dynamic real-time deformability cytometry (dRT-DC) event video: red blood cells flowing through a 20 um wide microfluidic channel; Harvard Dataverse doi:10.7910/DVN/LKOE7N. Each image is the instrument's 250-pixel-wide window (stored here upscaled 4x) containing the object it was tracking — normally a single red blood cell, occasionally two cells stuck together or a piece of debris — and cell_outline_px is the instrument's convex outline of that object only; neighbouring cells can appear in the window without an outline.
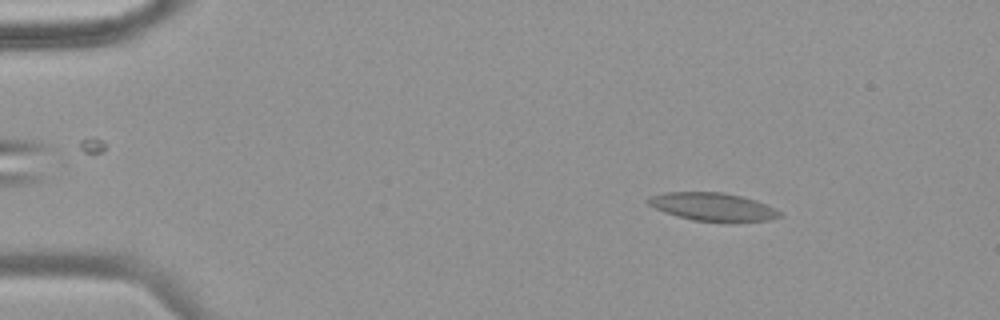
{"species": "common noctule bat (a hibernating species)", "species_latin": "Nyctalus noctula", "temperature_condition": "warm", "stored_images_in_passage": 51, "camera_frame_rate_fps": 3000, "um_per_image_px": 0.085, "animal": {"sex": "female", "body_mass_g": 18.4}, "frame": {"image": 1, "passage_image": 7, "time_ms": 2.0, "image_size_px": [1000, 320], "cell_outline_px": [[784, 212], [780, 216], [768, 220], [692, 220], [656, 208], [648, 204], [644, 200], [648, 196], [668, 192], [720, 192], [740, 196], [756, 200]], "centroid_in_image_um": [60.57, 17.54], "position_along_channel_um": 24.4, "area_um2": 20.81}}
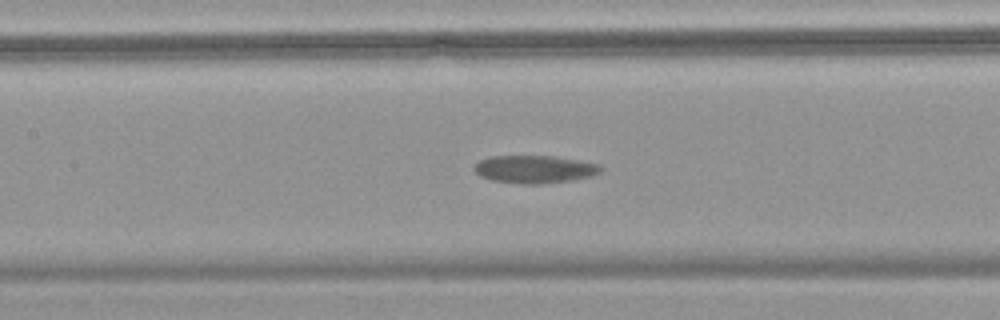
{"frame": {"image": 2, "passage_image": 24, "time_ms": 7.667, "image_size_px": [1000, 320], "cell_outline_px": [[604, 168], [600, 172], [592, 176], [572, 180], [540, 184], [524, 184], [492, 180], [480, 176], [472, 168], [480, 160], [492, 156], [552, 156], [600, 164]], "centroid_in_image_um": [45.45, 14.39], "position_along_channel_um": 161.9, "area_um2": 20.4}}
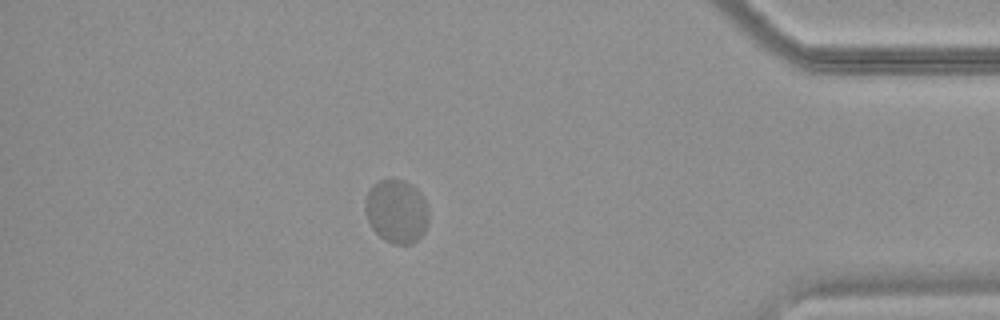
{"frame": {"image": 3, "passage_image": 45, "time_ms": 14.667, "image_size_px": [1000, 320], "cell_outline_px": [[428, 224], [424, 232], [412, 244], [392, 244], [384, 240], [372, 228], [368, 220], [364, 208], [364, 200], [372, 184], [380, 180], [404, 180], [412, 184], [420, 192], [428, 208]], "centroid_in_image_um": [33.7, 17.96], "position_along_channel_um": 401.5, "area_um2": 23.64}}